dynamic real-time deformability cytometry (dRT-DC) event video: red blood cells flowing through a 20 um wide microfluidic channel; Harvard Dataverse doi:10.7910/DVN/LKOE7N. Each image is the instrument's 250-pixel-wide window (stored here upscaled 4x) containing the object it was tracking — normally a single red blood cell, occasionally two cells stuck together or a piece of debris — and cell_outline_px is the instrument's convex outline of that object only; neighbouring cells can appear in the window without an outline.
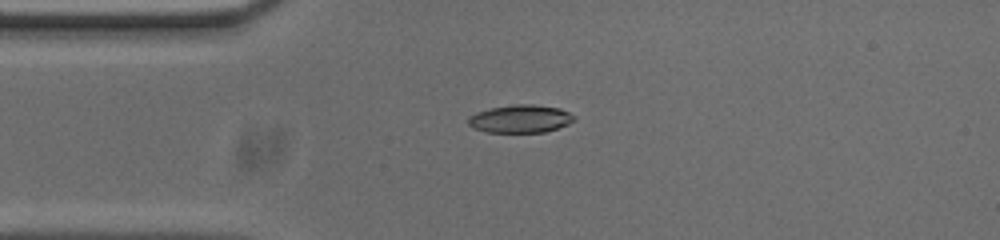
{"species": "common noctule bat (a hibernating species)", "species_latin": "Nyctalus noctula", "temperature_condition": "cold", "stored_images_in_passage": 42, "camera_frame_rate_fps": 3000, "um_per_image_px": 0.085, "animal": {"sex": "male", "body_mass_g": 20.0, "forearm_length_mm": 53.3}, "frame": {"image": 1, "passage_image": 1, "time_ms": 0.0, "image_size_px": [1000, 240], "cell_outline_px": [[576, 120], [568, 124], [544, 132], [488, 132], [472, 128], [468, 124], [468, 116], [476, 112], [492, 108], [516, 104], [532, 104], [560, 108], [576, 116]], "centroid_in_image_um": [44.23, 10.1], "position_along_channel_um": 40.8, "area_um2": 17.22}}
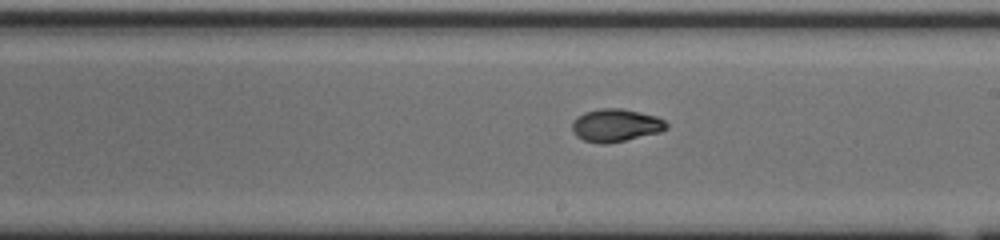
{"frame": {"image": 2, "passage_image": 18, "time_ms": 5.667, "image_size_px": [1000, 240], "cell_outline_px": [[668, 128], [660, 132], [624, 140], [604, 144], [600, 144], [584, 140], [576, 136], [572, 132], [572, 120], [576, 116], [584, 112], [600, 108], [620, 108], [640, 112], [656, 116], [664, 120], [668, 124]], "centroid_in_image_um": [52.31, 10.64], "position_along_channel_um": 236.7, "area_um2": 18.09}}
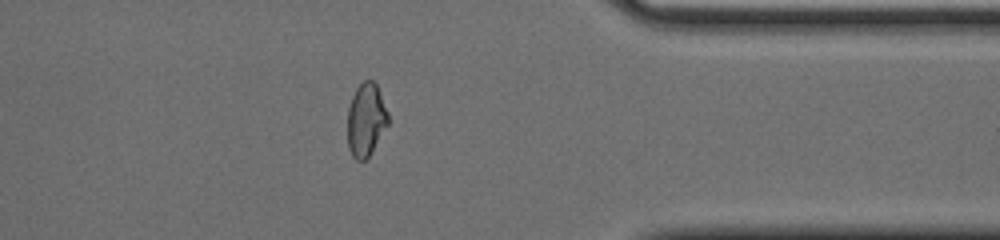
{"frame": {"image": 3, "passage_image": 31, "time_ms": 10.0, "image_size_px": [1000, 240], "cell_outline_px": [[388, 124], [368, 156], [364, 160], [356, 160], [352, 156], [348, 148], [348, 108], [352, 96], [356, 88], [364, 80], [372, 80], [376, 84], [388, 112]], "centroid_in_image_um": [31.09, 10.17], "position_along_channel_um": 380.3, "area_um2": 17.05}, "authors_computed_cell_mechanics": {"area_um2": 17.8313, "velocity_mm_per_s": 3.7181, "shape_relaxation_time_tau1_ms": 6.4771, "shape_relaxation_time_tau2_ms": 2.5083, "deformation_change_tau1": 0.1874, "deformation_change_tau2": 0.0583}}